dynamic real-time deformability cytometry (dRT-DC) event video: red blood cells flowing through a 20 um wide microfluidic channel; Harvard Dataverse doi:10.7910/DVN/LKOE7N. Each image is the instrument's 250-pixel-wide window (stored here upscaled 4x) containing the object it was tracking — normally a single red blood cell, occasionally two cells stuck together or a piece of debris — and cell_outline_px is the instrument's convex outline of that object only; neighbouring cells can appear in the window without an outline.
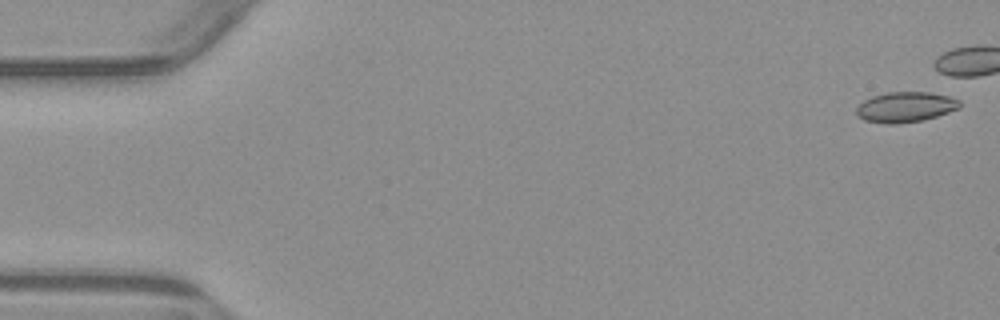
{"species": "common noctule bat (a hibernating species)", "species_latin": "Nyctalus noctula", "temperature_condition": "warm", "stored_images_in_passage": 5, "camera_frame_rate_fps": 3000, "um_per_image_px": 0.085, "animal": {"sex": "male", "body_mass_g": 23.1, "forearm_length_mm": 52.7}, "frame": {"image": 1, "passage_image": 1, "time_ms": 0.0, "image_size_px": [1000, 320], "cell_outline_px": [[960, 108], [936, 116], [920, 120], [896, 124], [888, 124], [864, 120], [856, 116], [856, 108], [864, 100], [872, 96], [888, 92], [928, 92], [948, 96], [960, 100]], "centroid_in_image_um": [76.94, 9.09], "position_along_channel_um": 8.1, "area_um2": 18.15}}
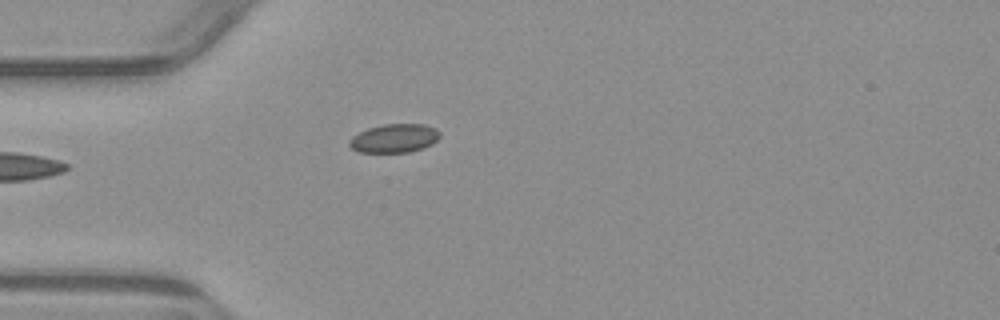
{"frame": {"image": 2, "passage_image": 5, "time_ms": 5.667, "image_size_px": [1000, 320], "cell_outline_px": [[440, 136], [432, 144], [424, 148], [408, 152], [360, 152], [352, 148], [348, 144], [348, 140], [352, 136], [368, 128], [384, 124], [424, 124], [436, 128], [440, 132]], "centroid_in_image_um": [33.52, 11.75], "position_along_channel_um": 51.5, "area_um2": 15.14}}